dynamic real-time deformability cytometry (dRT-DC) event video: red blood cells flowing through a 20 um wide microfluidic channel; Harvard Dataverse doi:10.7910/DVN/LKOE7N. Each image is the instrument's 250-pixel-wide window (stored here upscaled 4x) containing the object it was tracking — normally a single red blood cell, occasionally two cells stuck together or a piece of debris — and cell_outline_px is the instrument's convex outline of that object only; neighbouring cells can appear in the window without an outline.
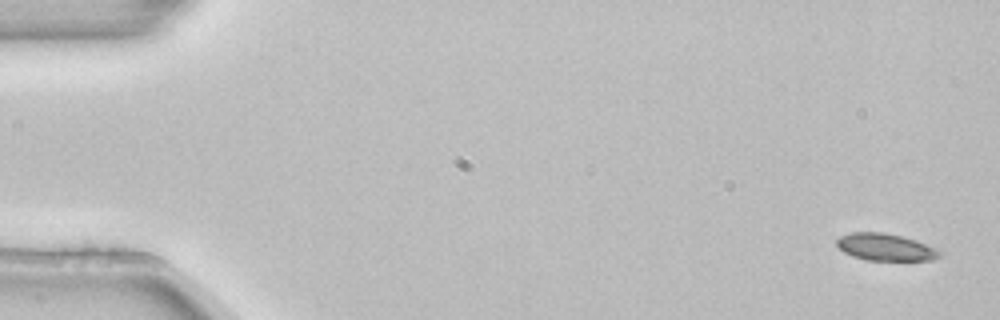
{"species": "common noctule bat (a hibernating species)", "species_latin": "Nyctalus noctula", "temperature_condition": "room temperature", "stored_images_in_passage": 3, "camera_frame_rate_fps": 3000, "um_per_image_px": 0.085, "animal": {"sex": "female", "body_mass_g": 22.7, "forearm_length_mm": 54.2}, "frame": {"image": 1, "passage_image": 1, "time_ms": 0.0, "image_size_px": [1000, 320], "cell_outline_px": [[940, 256], [932, 260], [864, 260], [852, 256], [844, 252], [836, 244], [836, 240], [840, 236], [852, 232], [884, 232], [916, 240], [940, 252]], "centroid_in_image_um": [75.2, 21.0], "position_along_channel_um": 9.8, "area_um2": 16.01}}